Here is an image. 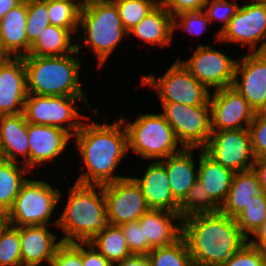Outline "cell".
Segmentation results:
<instances>
[{"instance_id": "cell-30", "label": "cell", "mask_w": 266, "mask_h": 266, "mask_svg": "<svg viewBox=\"0 0 266 266\" xmlns=\"http://www.w3.org/2000/svg\"><path fill=\"white\" fill-rule=\"evenodd\" d=\"M90 243L112 264L132 255L119 225L108 223Z\"/></svg>"}, {"instance_id": "cell-39", "label": "cell", "mask_w": 266, "mask_h": 266, "mask_svg": "<svg viewBox=\"0 0 266 266\" xmlns=\"http://www.w3.org/2000/svg\"><path fill=\"white\" fill-rule=\"evenodd\" d=\"M178 18V19H177ZM178 21H180L178 23ZM210 23V20L207 18V15L203 10L200 11H191L183 12L176 16H173V30L182 27L185 31L193 35H201L207 26Z\"/></svg>"}, {"instance_id": "cell-24", "label": "cell", "mask_w": 266, "mask_h": 266, "mask_svg": "<svg viewBox=\"0 0 266 266\" xmlns=\"http://www.w3.org/2000/svg\"><path fill=\"white\" fill-rule=\"evenodd\" d=\"M254 196L266 197V191L260 186L258 175L253 168L235 172L227 197L219 211L235 218Z\"/></svg>"}, {"instance_id": "cell-14", "label": "cell", "mask_w": 266, "mask_h": 266, "mask_svg": "<svg viewBox=\"0 0 266 266\" xmlns=\"http://www.w3.org/2000/svg\"><path fill=\"white\" fill-rule=\"evenodd\" d=\"M103 193L109 224L138 221L150 210L140 185L132 176L103 185Z\"/></svg>"}, {"instance_id": "cell-38", "label": "cell", "mask_w": 266, "mask_h": 266, "mask_svg": "<svg viewBox=\"0 0 266 266\" xmlns=\"http://www.w3.org/2000/svg\"><path fill=\"white\" fill-rule=\"evenodd\" d=\"M239 7L236 0L235 2H229V0H208L204 5L203 11L210 20V23L213 22V19L222 20L224 23L216 33V41L220 42V34L227 28Z\"/></svg>"}, {"instance_id": "cell-42", "label": "cell", "mask_w": 266, "mask_h": 266, "mask_svg": "<svg viewBox=\"0 0 266 266\" xmlns=\"http://www.w3.org/2000/svg\"><path fill=\"white\" fill-rule=\"evenodd\" d=\"M222 266H265L263 251L247 242Z\"/></svg>"}, {"instance_id": "cell-23", "label": "cell", "mask_w": 266, "mask_h": 266, "mask_svg": "<svg viewBox=\"0 0 266 266\" xmlns=\"http://www.w3.org/2000/svg\"><path fill=\"white\" fill-rule=\"evenodd\" d=\"M194 148H183L180 152L159 160L165 167L174 198L181 203L198 180L195 169Z\"/></svg>"}, {"instance_id": "cell-41", "label": "cell", "mask_w": 266, "mask_h": 266, "mask_svg": "<svg viewBox=\"0 0 266 266\" xmlns=\"http://www.w3.org/2000/svg\"><path fill=\"white\" fill-rule=\"evenodd\" d=\"M119 226L131 254L147 255L149 253V243L144 239L143 228H140L139 221L127 222Z\"/></svg>"}, {"instance_id": "cell-44", "label": "cell", "mask_w": 266, "mask_h": 266, "mask_svg": "<svg viewBox=\"0 0 266 266\" xmlns=\"http://www.w3.org/2000/svg\"><path fill=\"white\" fill-rule=\"evenodd\" d=\"M208 0H159L161 4L172 16L183 12L203 10Z\"/></svg>"}, {"instance_id": "cell-49", "label": "cell", "mask_w": 266, "mask_h": 266, "mask_svg": "<svg viewBox=\"0 0 266 266\" xmlns=\"http://www.w3.org/2000/svg\"><path fill=\"white\" fill-rule=\"evenodd\" d=\"M24 0H0V21L11 9L21 4Z\"/></svg>"}, {"instance_id": "cell-12", "label": "cell", "mask_w": 266, "mask_h": 266, "mask_svg": "<svg viewBox=\"0 0 266 266\" xmlns=\"http://www.w3.org/2000/svg\"><path fill=\"white\" fill-rule=\"evenodd\" d=\"M237 61L202 43L191 57L181 63L208 90L212 88L215 91L233 85Z\"/></svg>"}, {"instance_id": "cell-47", "label": "cell", "mask_w": 266, "mask_h": 266, "mask_svg": "<svg viewBox=\"0 0 266 266\" xmlns=\"http://www.w3.org/2000/svg\"><path fill=\"white\" fill-rule=\"evenodd\" d=\"M253 170L258 175L260 186L266 191V157L256 159L253 164Z\"/></svg>"}, {"instance_id": "cell-21", "label": "cell", "mask_w": 266, "mask_h": 266, "mask_svg": "<svg viewBox=\"0 0 266 266\" xmlns=\"http://www.w3.org/2000/svg\"><path fill=\"white\" fill-rule=\"evenodd\" d=\"M28 141V122L23 112L0 116V159L24 164L29 169ZM17 155L24 160L18 161Z\"/></svg>"}, {"instance_id": "cell-25", "label": "cell", "mask_w": 266, "mask_h": 266, "mask_svg": "<svg viewBox=\"0 0 266 266\" xmlns=\"http://www.w3.org/2000/svg\"><path fill=\"white\" fill-rule=\"evenodd\" d=\"M27 0L11 9L0 21V36L6 51L12 57L29 54L31 43L27 39Z\"/></svg>"}, {"instance_id": "cell-27", "label": "cell", "mask_w": 266, "mask_h": 266, "mask_svg": "<svg viewBox=\"0 0 266 266\" xmlns=\"http://www.w3.org/2000/svg\"><path fill=\"white\" fill-rule=\"evenodd\" d=\"M173 16L158 4L128 35L136 36L150 45H170L173 37Z\"/></svg>"}, {"instance_id": "cell-50", "label": "cell", "mask_w": 266, "mask_h": 266, "mask_svg": "<svg viewBox=\"0 0 266 266\" xmlns=\"http://www.w3.org/2000/svg\"><path fill=\"white\" fill-rule=\"evenodd\" d=\"M9 225V212L6 208L0 206V232L4 231Z\"/></svg>"}, {"instance_id": "cell-31", "label": "cell", "mask_w": 266, "mask_h": 266, "mask_svg": "<svg viewBox=\"0 0 266 266\" xmlns=\"http://www.w3.org/2000/svg\"><path fill=\"white\" fill-rule=\"evenodd\" d=\"M80 0H47L50 25L78 33L79 16L82 6Z\"/></svg>"}, {"instance_id": "cell-17", "label": "cell", "mask_w": 266, "mask_h": 266, "mask_svg": "<svg viewBox=\"0 0 266 266\" xmlns=\"http://www.w3.org/2000/svg\"><path fill=\"white\" fill-rule=\"evenodd\" d=\"M28 96L23 57L0 63V116L22 113Z\"/></svg>"}, {"instance_id": "cell-52", "label": "cell", "mask_w": 266, "mask_h": 266, "mask_svg": "<svg viewBox=\"0 0 266 266\" xmlns=\"http://www.w3.org/2000/svg\"><path fill=\"white\" fill-rule=\"evenodd\" d=\"M109 1H112V0H81L79 1L80 2V5L83 7L87 4H90V3H95V2H109Z\"/></svg>"}, {"instance_id": "cell-43", "label": "cell", "mask_w": 266, "mask_h": 266, "mask_svg": "<svg viewBox=\"0 0 266 266\" xmlns=\"http://www.w3.org/2000/svg\"><path fill=\"white\" fill-rule=\"evenodd\" d=\"M50 266H83L81 242H63L58 247Z\"/></svg>"}, {"instance_id": "cell-51", "label": "cell", "mask_w": 266, "mask_h": 266, "mask_svg": "<svg viewBox=\"0 0 266 266\" xmlns=\"http://www.w3.org/2000/svg\"><path fill=\"white\" fill-rule=\"evenodd\" d=\"M11 57L12 56L4 48V45H3V42H2V38L0 36V63L5 62L6 60H8Z\"/></svg>"}, {"instance_id": "cell-29", "label": "cell", "mask_w": 266, "mask_h": 266, "mask_svg": "<svg viewBox=\"0 0 266 266\" xmlns=\"http://www.w3.org/2000/svg\"><path fill=\"white\" fill-rule=\"evenodd\" d=\"M17 162L0 159V206L9 210L31 171Z\"/></svg>"}, {"instance_id": "cell-5", "label": "cell", "mask_w": 266, "mask_h": 266, "mask_svg": "<svg viewBox=\"0 0 266 266\" xmlns=\"http://www.w3.org/2000/svg\"><path fill=\"white\" fill-rule=\"evenodd\" d=\"M80 29L86 32L82 36V41L96 54L99 68L104 65L124 36H129L113 1L83 6L79 16L78 32Z\"/></svg>"}, {"instance_id": "cell-9", "label": "cell", "mask_w": 266, "mask_h": 266, "mask_svg": "<svg viewBox=\"0 0 266 266\" xmlns=\"http://www.w3.org/2000/svg\"><path fill=\"white\" fill-rule=\"evenodd\" d=\"M78 100L89 106L92 113L95 111L86 97L28 94L23 113L29 123L58 127L74 136L83 124L80 118H86L76 108Z\"/></svg>"}, {"instance_id": "cell-20", "label": "cell", "mask_w": 266, "mask_h": 266, "mask_svg": "<svg viewBox=\"0 0 266 266\" xmlns=\"http://www.w3.org/2000/svg\"><path fill=\"white\" fill-rule=\"evenodd\" d=\"M140 185L150 209L179 213L180 203L174 198L164 165L152 161L141 178L133 177Z\"/></svg>"}, {"instance_id": "cell-2", "label": "cell", "mask_w": 266, "mask_h": 266, "mask_svg": "<svg viewBox=\"0 0 266 266\" xmlns=\"http://www.w3.org/2000/svg\"><path fill=\"white\" fill-rule=\"evenodd\" d=\"M194 266H222L249 240L235 218L218 211L182 219V236Z\"/></svg>"}, {"instance_id": "cell-37", "label": "cell", "mask_w": 266, "mask_h": 266, "mask_svg": "<svg viewBox=\"0 0 266 266\" xmlns=\"http://www.w3.org/2000/svg\"><path fill=\"white\" fill-rule=\"evenodd\" d=\"M49 25L47 0H27L26 34L28 41L32 44Z\"/></svg>"}, {"instance_id": "cell-28", "label": "cell", "mask_w": 266, "mask_h": 266, "mask_svg": "<svg viewBox=\"0 0 266 266\" xmlns=\"http://www.w3.org/2000/svg\"><path fill=\"white\" fill-rule=\"evenodd\" d=\"M72 38L73 34L68 29L49 25L31 44L28 55L51 57L71 54L76 50Z\"/></svg>"}, {"instance_id": "cell-35", "label": "cell", "mask_w": 266, "mask_h": 266, "mask_svg": "<svg viewBox=\"0 0 266 266\" xmlns=\"http://www.w3.org/2000/svg\"><path fill=\"white\" fill-rule=\"evenodd\" d=\"M119 11L123 27L132 30L158 4L159 0H112Z\"/></svg>"}, {"instance_id": "cell-7", "label": "cell", "mask_w": 266, "mask_h": 266, "mask_svg": "<svg viewBox=\"0 0 266 266\" xmlns=\"http://www.w3.org/2000/svg\"><path fill=\"white\" fill-rule=\"evenodd\" d=\"M60 191L53 188V185L47 181L28 178L8 210L10 225L14 227L54 225L57 227L58 219L55 222L48 221L60 201Z\"/></svg>"}, {"instance_id": "cell-22", "label": "cell", "mask_w": 266, "mask_h": 266, "mask_svg": "<svg viewBox=\"0 0 266 266\" xmlns=\"http://www.w3.org/2000/svg\"><path fill=\"white\" fill-rule=\"evenodd\" d=\"M177 220V225L174 224ZM143 228L144 239L149 243V252L153 248L172 245L182 236V218L179 213L154 210L147 211L139 220Z\"/></svg>"}, {"instance_id": "cell-33", "label": "cell", "mask_w": 266, "mask_h": 266, "mask_svg": "<svg viewBox=\"0 0 266 266\" xmlns=\"http://www.w3.org/2000/svg\"><path fill=\"white\" fill-rule=\"evenodd\" d=\"M219 208L210 198L203 185L197 180L180 203L179 215L184 219L192 215L215 213L219 211Z\"/></svg>"}, {"instance_id": "cell-11", "label": "cell", "mask_w": 266, "mask_h": 266, "mask_svg": "<svg viewBox=\"0 0 266 266\" xmlns=\"http://www.w3.org/2000/svg\"><path fill=\"white\" fill-rule=\"evenodd\" d=\"M221 41L248 46L252 52L266 51V0H248L241 5L220 34Z\"/></svg>"}, {"instance_id": "cell-48", "label": "cell", "mask_w": 266, "mask_h": 266, "mask_svg": "<svg viewBox=\"0 0 266 266\" xmlns=\"http://www.w3.org/2000/svg\"><path fill=\"white\" fill-rule=\"evenodd\" d=\"M251 238L252 239L249 240V242L253 246H255L261 250H266V220L262 224L261 228Z\"/></svg>"}, {"instance_id": "cell-45", "label": "cell", "mask_w": 266, "mask_h": 266, "mask_svg": "<svg viewBox=\"0 0 266 266\" xmlns=\"http://www.w3.org/2000/svg\"><path fill=\"white\" fill-rule=\"evenodd\" d=\"M81 255L83 266H112L90 242H81Z\"/></svg>"}, {"instance_id": "cell-6", "label": "cell", "mask_w": 266, "mask_h": 266, "mask_svg": "<svg viewBox=\"0 0 266 266\" xmlns=\"http://www.w3.org/2000/svg\"><path fill=\"white\" fill-rule=\"evenodd\" d=\"M120 119L127 131L128 151L131 149L145 159L158 161L183 149L178 146L180 143L162 113L141 114L134 122H127L124 117Z\"/></svg>"}, {"instance_id": "cell-3", "label": "cell", "mask_w": 266, "mask_h": 266, "mask_svg": "<svg viewBox=\"0 0 266 266\" xmlns=\"http://www.w3.org/2000/svg\"><path fill=\"white\" fill-rule=\"evenodd\" d=\"M82 46L76 43V50L63 56H23L28 94L86 97L79 79Z\"/></svg>"}, {"instance_id": "cell-36", "label": "cell", "mask_w": 266, "mask_h": 266, "mask_svg": "<svg viewBox=\"0 0 266 266\" xmlns=\"http://www.w3.org/2000/svg\"><path fill=\"white\" fill-rule=\"evenodd\" d=\"M0 266H22L19 230L11 225L0 232Z\"/></svg>"}, {"instance_id": "cell-1", "label": "cell", "mask_w": 266, "mask_h": 266, "mask_svg": "<svg viewBox=\"0 0 266 266\" xmlns=\"http://www.w3.org/2000/svg\"><path fill=\"white\" fill-rule=\"evenodd\" d=\"M89 123V124H88ZM83 123L73 136L76 140L82 162L87 167L76 183L84 185H105L126 176L114 174L116 167L128 151V136L123 121L104 124L92 121Z\"/></svg>"}, {"instance_id": "cell-18", "label": "cell", "mask_w": 266, "mask_h": 266, "mask_svg": "<svg viewBox=\"0 0 266 266\" xmlns=\"http://www.w3.org/2000/svg\"><path fill=\"white\" fill-rule=\"evenodd\" d=\"M29 170L47 164L66 150L72 135L64 129L28 122ZM39 165V166H37Z\"/></svg>"}, {"instance_id": "cell-34", "label": "cell", "mask_w": 266, "mask_h": 266, "mask_svg": "<svg viewBox=\"0 0 266 266\" xmlns=\"http://www.w3.org/2000/svg\"><path fill=\"white\" fill-rule=\"evenodd\" d=\"M266 220V197L254 196L245 209L235 217V221L243 235L249 240L255 235Z\"/></svg>"}, {"instance_id": "cell-53", "label": "cell", "mask_w": 266, "mask_h": 266, "mask_svg": "<svg viewBox=\"0 0 266 266\" xmlns=\"http://www.w3.org/2000/svg\"><path fill=\"white\" fill-rule=\"evenodd\" d=\"M263 251V257H264V260H265V266H266V250H262Z\"/></svg>"}, {"instance_id": "cell-4", "label": "cell", "mask_w": 266, "mask_h": 266, "mask_svg": "<svg viewBox=\"0 0 266 266\" xmlns=\"http://www.w3.org/2000/svg\"><path fill=\"white\" fill-rule=\"evenodd\" d=\"M68 194L67 204L58 218L57 228L65 234L61 240L90 242L108 224L103 185L75 182Z\"/></svg>"}, {"instance_id": "cell-46", "label": "cell", "mask_w": 266, "mask_h": 266, "mask_svg": "<svg viewBox=\"0 0 266 266\" xmlns=\"http://www.w3.org/2000/svg\"><path fill=\"white\" fill-rule=\"evenodd\" d=\"M112 266H150L147 255H134L113 263Z\"/></svg>"}, {"instance_id": "cell-13", "label": "cell", "mask_w": 266, "mask_h": 266, "mask_svg": "<svg viewBox=\"0 0 266 266\" xmlns=\"http://www.w3.org/2000/svg\"><path fill=\"white\" fill-rule=\"evenodd\" d=\"M203 150L223 167L234 172L252 169L256 160L248 128L212 131Z\"/></svg>"}, {"instance_id": "cell-16", "label": "cell", "mask_w": 266, "mask_h": 266, "mask_svg": "<svg viewBox=\"0 0 266 266\" xmlns=\"http://www.w3.org/2000/svg\"><path fill=\"white\" fill-rule=\"evenodd\" d=\"M239 60L232 87L255 112L266 111V51L242 54Z\"/></svg>"}, {"instance_id": "cell-26", "label": "cell", "mask_w": 266, "mask_h": 266, "mask_svg": "<svg viewBox=\"0 0 266 266\" xmlns=\"http://www.w3.org/2000/svg\"><path fill=\"white\" fill-rule=\"evenodd\" d=\"M198 181L210 198L219 206L225 201L235 174L212 159L203 149L199 150Z\"/></svg>"}, {"instance_id": "cell-10", "label": "cell", "mask_w": 266, "mask_h": 266, "mask_svg": "<svg viewBox=\"0 0 266 266\" xmlns=\"http://www.w3.org/2000/svg\"><path fill=\"white\" fill-rule=\"evenodd\" d=\"M163 116L183 148H201L208 143L211 129L210 106L161 103Z\"/></svg>"}, {"instance_id": "cell-19", "label": "cell", "mask_w": 266, "mask_h": 266, "mask_svg": "<svg viewBox=\"0 0 266 266\" xmlns=\"http://www.w3.org/2000/svg\"><path fill=\"white\" fill-rule=\"evenodd\" d=\"M19 230L22 266H50L62 240L50 232L47 225L16 227ZM45 261V262H44Z\"/></svg>"}, {"instance_id": "cell-32", "label": "cell", "mask_w": 266, "mask_h": 266, "mask_svg": "<svg viewBox=\"0 0 266 266\" xmlns=\"http://www.w3.org/2000/svg\"><path fill=\"white\" fill-rule=\"evenodd\" d=\"M147 257L150 266H194L186 242L182 237L172 245L153 248Z\"/></svg>"}, {"instance_id": "cell-40", "label": "cell", "mask_w": 266, "mask_h": 266, "mask_svg": "<svg viewBox=\"0 0 266 266\" xmlns=\"http://www.w3.org/2000/svg\"><path fill=\"white\" fill-rule=\"evenodd\" d=\"M248 130L256 159L266 157V111L255 112Z\"/></svg>"}, {"instance_id": "cell-15", "label": "cell", "mask_w": 266, "mask_h": 266, "mask_svg": "<svg viewBox=\"0 0 266 266\" xmlns=\"http://www.w3.org/2000/svg\"><path fill=\"white\" fill-rule=\"evenodd\" d=\"M209 105L212 131L247 129L255 114L232 86L213 91Z\"/></svg>"}, {"instance_id": "cell-8", "label": "cell", "mask_w": 266, "mask_h": 266, "mask_svg": "<svg viewBox=\"0 0 266 266\" xmlns=\"http://www.w3.org/2000/svg\"><path fill=\"white\" fill-rule=\"evenodd\" d=\"M141 84L153 87L158 92L161 103L210 106V90L190 73L179 58L158 79L154 75L144 74Z\"/></svg>"}]
</instances>
